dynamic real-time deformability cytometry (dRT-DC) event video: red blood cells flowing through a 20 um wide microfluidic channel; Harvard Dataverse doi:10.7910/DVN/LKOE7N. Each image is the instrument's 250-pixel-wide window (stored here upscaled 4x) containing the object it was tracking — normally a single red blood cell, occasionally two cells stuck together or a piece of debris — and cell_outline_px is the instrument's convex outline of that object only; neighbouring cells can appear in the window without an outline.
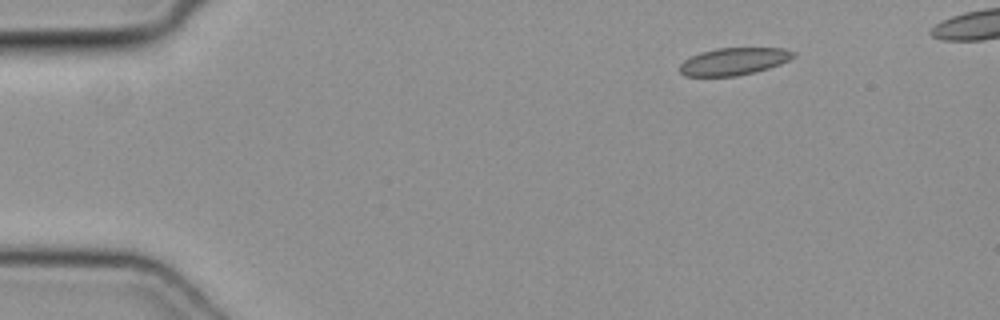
{"species": "common noctule bat (a hibernating species)", "species_latin": "Nyctalus noctula", "temperature_condition": "cold", "stored_images_in_passage": 43, "camera_frame_rate_fps": 3000, "um_per_image_px": 0.085, "animal": {"sex": "female", "body_mass_g": 19.3, "forearm_length_mm": 54.1}, "frame": {"image": 1, "passage_image": 1, "time_ms": 0.0, "image_size_px": [1000, 320], "cell_outline_px": [[796, 56], [780, 64], [756, 72], [736, 76], [684, 76], [680, 72], [680, 64], [684, 60], [700, 52], [716, 48], [784, 48], [796, 52]], "centroid_in_image_um": [62.39, 5.22], "position_along_channel_um": 22.6, "area_um2": 18.15}}
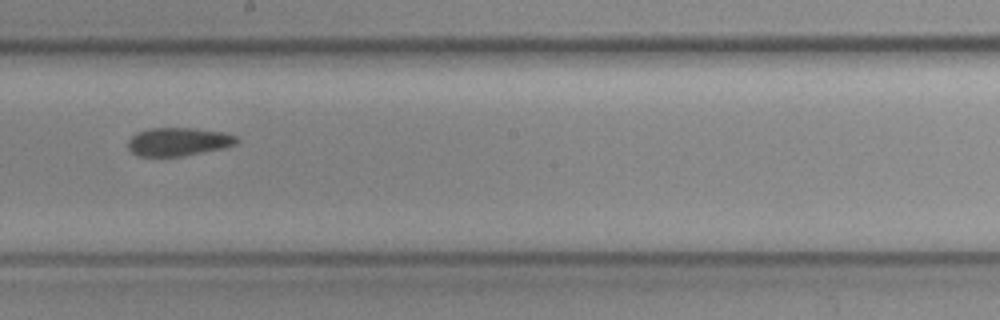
{"frame": {"image": 2, "passage_image": 23, "time_ms": 7.333, "image_size_px": [1000, 320], "cell_outline_px": [[240, 140], [236, 144], [224, 148], [184, 156], [140, 156], [132, 152], [128, 148], [128, 140], [136, 132], [152, 128], [196, 128], [224, 132], [236, 136]], "centroid_in_image_um": [15.19, 12.04], "position_along_channel_um": 233.0, "area_um2": 18.03}}
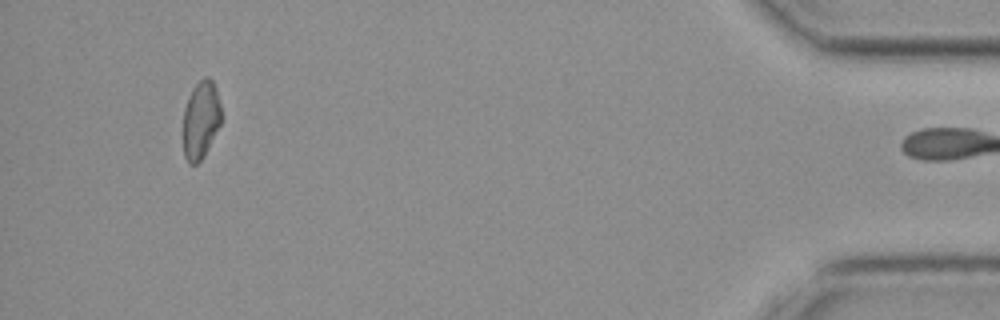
{"frame": {"image": 3, "passage_image": 42, "time_ms": 13.667, "image_size_px": [1000, 320], "cell_outline_px": [[220, 124], [204, 156], [196, 164], [188, 164], [184, 156], [184, 108], [196, 84], [204, 76], [208, 76], [212, 80], [216, 88], [220, 104]], "centroid_in_image_um": [17.07, 10.2], "position_along_channel_um": 418.1, "area_um2": 16.94}}